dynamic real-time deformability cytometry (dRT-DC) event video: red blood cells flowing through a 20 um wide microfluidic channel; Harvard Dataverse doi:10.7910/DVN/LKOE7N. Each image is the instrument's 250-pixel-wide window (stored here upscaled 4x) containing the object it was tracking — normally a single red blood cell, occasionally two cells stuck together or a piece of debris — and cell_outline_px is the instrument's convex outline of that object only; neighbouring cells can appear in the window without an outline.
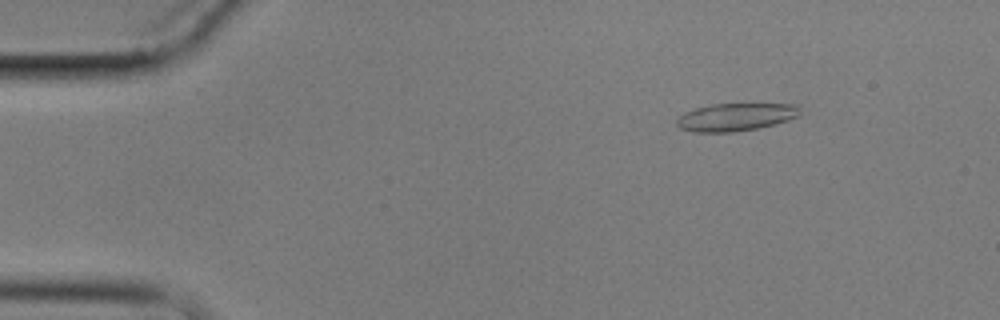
{"species": "common noctule bat (a hibernating species)", "species_latin": "Nyctalus noctula", "temperature_condition": "cold", "stored_images_in_passage": 6, "camera_frame_rate_fps": 3000, "um_per_image_px": 0.085, "animal": {"sex": "male", "body_mass_g": 17.9}, "frame": {"image": 1, "passage_image": 2, "time_ms": 1.333, "image_size_px": [1000, 320], "cell_outline_px": [[800, 116], [776, 124], [760, 128], [732, 132], [692, 132], [680, 128], [676, 124], [676, 120], [684, 112], [696, 108], [712, 104], [800, 104]], "centroid_in_image_um": [62.56, 9.95], "position_along_channel_um": 22.4, "area_um2": 20.11}}
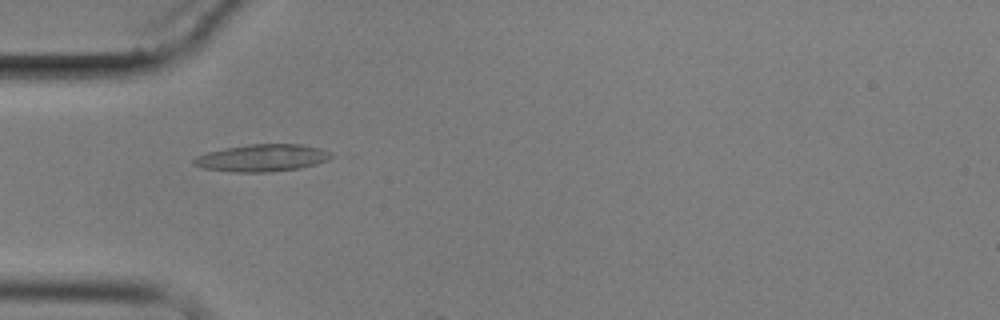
{"frame": {"image": 2, "passage_image": 5, "time_ms": 4.667, "image_size_px": [1000, 320], "cell_outline_px": [[332, 156], [328, 160], [316, 164], [300, 168], [268, 172], [228, 172], [204, 168], [192, 164], [192, 160], [196, 156], [208, 152], [224, 148], [248, 144], [300, 144], [320, 148], [332, 152]], "centroid_in_image_um": [22.27, 13.42], "position_along_channel_um": 62.7, "area_um2": 21.91}}